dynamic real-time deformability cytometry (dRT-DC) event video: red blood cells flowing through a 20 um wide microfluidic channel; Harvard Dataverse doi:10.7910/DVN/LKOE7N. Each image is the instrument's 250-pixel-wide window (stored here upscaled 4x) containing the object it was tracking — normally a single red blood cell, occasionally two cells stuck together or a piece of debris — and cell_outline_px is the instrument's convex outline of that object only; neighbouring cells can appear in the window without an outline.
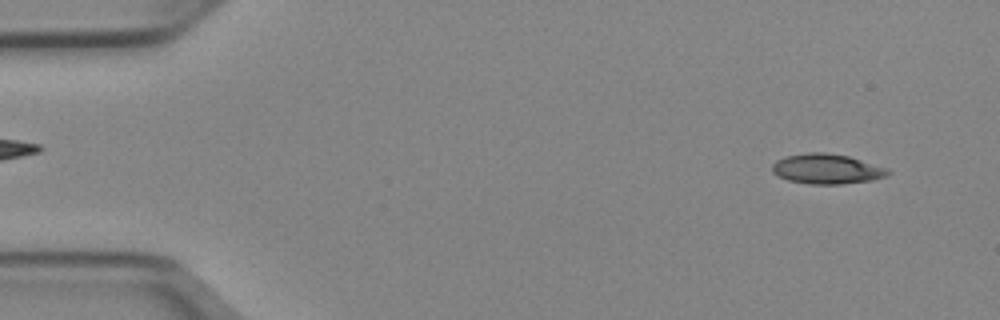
{"species": "Egyptian fruit bat (a non-hibernating species)", "species_latin": "Rousettus aegyptiacus", "temperature_condition": "cold", "stored_images_in_passage": 50, "camera_frame_rate_fps": 3000, "um_per_image_px": 0.085, "animal": {"sex": "female"}, "frame": {"image": 1, "passage_image": 3, "time_ms": 0.667, "image_size_px": [1000, 320], "cell_outline_px": [[892, 172], [888, 176], [872, 180], [840, 184], [808, 184], [788, 180], [772, 172], [772, 164], [776, 160], [788, 156], [808, 152], [824, 152], [848, 156], [888, 168]], "centroid_in_image_um": [70.3, 14.36], "position_along_channel_um": 14.7, "area_um2": 20.23}}
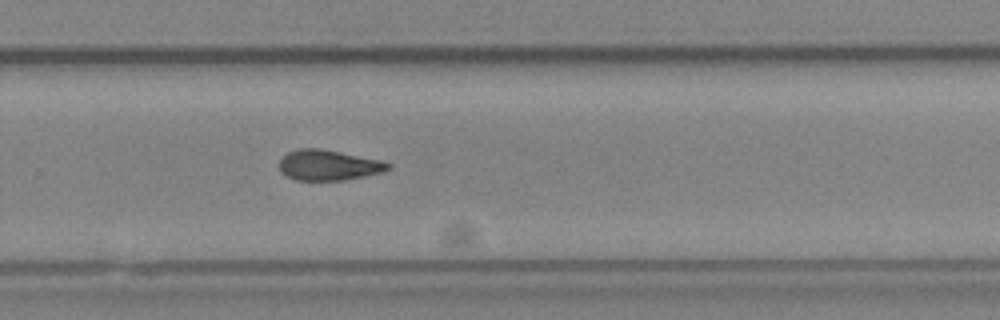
{"frame": {"image": 2, "passage_image": 33, "time_ms": 10.667, "image_size_px": [1000, 320], "cell_outline_px": [[392, 168], [384, 172], [344, 180], [296, 180], [280, 172], [280, 156], [296, 148], [320, 148], [384, 160], [392, 164]], "centroid_in_image_um": [27.96, 14.02], "position_along_channel_um": 301.8, "area_um2": 19.65}}
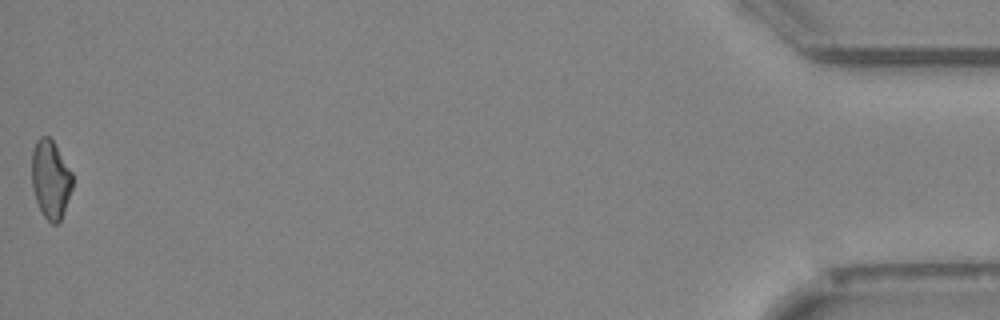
{"frame": {"image": 3, "passage_image": 50, "time_ms": 16.333, "image_size_px": [1000, 320], "cell_outline_px": [[72, 188], [60, 220], [56, 224], [52, 224], [44, 216], [36, 200], [32, 188], [32, 152], [36, 140], [40, 136], [48, 136], [52, 140], [72, 172]], "centroid_in_image_um": [4.28, 15.22], "position_along_channel_um": 430.9, "area_um2": 18.32}, "authors_computed_cell_mechanics": {"area_um2": 19.7965, "velocity_mm_per_s": 3.9574, "shape_relaxation_time_tau1_ms": 11.0363, "shape_relaxation_time_tau2_ms": 8.4548, "deformation_change_tau1": 0.212, "deformation_change_tau2": 0.1771}}